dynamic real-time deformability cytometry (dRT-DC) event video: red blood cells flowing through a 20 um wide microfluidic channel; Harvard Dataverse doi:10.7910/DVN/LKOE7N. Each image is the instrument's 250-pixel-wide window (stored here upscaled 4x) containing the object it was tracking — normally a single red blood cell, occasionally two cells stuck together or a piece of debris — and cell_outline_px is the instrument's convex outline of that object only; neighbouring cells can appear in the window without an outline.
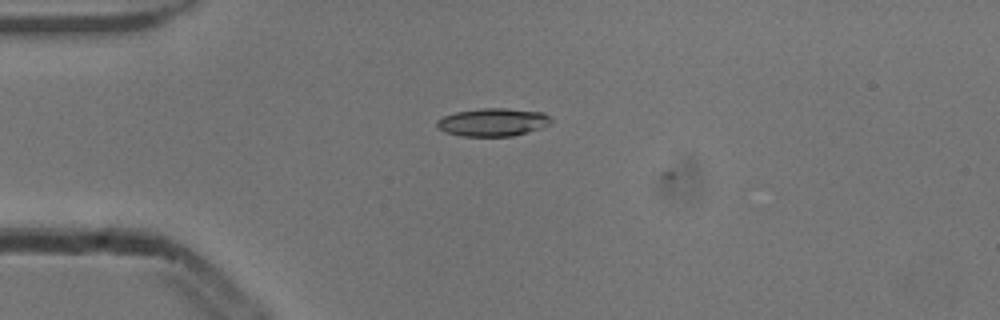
{"species": "common noctule bat (a hibernating species)", "species_latin": "Nyctalus noctula", "temperature_condition": "cold", "stored_images_in_passage": 5, "camera_frame_rate_fps": 3000, "um_per_image_px": 0.085, "animal": {"sex": "male", "body_mass_g": 13.3}, "frame": {"image": 1, "passage_image": 3, "time_ms": 0.667, "image_size_px": [1000, 320], "cell_outline_px": [[552, 124], [528, 132], [512, 136], [460, 136], [444, 132], [436, 128], [436, 120], [444, 116], [456, 112], [480, 108], [508, 108], [544, 112], [552, 120]], "centroid_in_image_um": [41.88, 10.38], "position_along_channel_um": 43.1, "area_um2": 18.84}}